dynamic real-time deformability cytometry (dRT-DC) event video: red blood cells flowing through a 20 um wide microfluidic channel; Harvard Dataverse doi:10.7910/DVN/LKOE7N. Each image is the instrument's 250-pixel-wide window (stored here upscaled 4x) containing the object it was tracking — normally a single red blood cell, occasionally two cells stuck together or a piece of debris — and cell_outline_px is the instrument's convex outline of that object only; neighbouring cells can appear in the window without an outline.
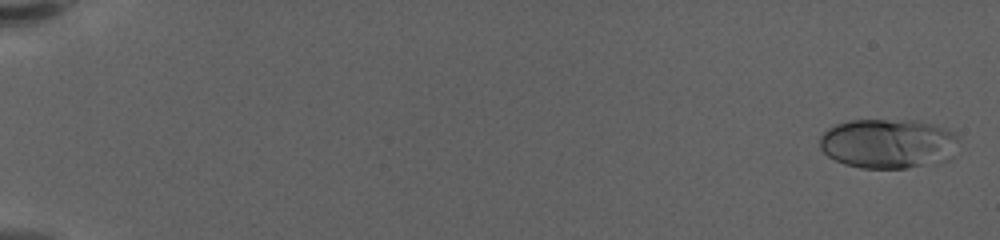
{"species": "human", "species_latin": "Homo sapiens", "temperature_condition": "warm", "stored_images_in_passage": 21, "camera_frame_rate_fps": 3000, "um_per_image_px": 0.085, "donor": {"sex": "female"}, "frame": {"image": 1, "passage_image": 2, "time_ms": 0.333, "image_size_px": [1000, 240], "cell_outline_px": [[956, 140], [952, 156], [948, 160], [904, 168], [860, 168], [844, 164], [828, 156], [820, 148], [820, 136], [828, 128], [836, 124], [848, 120], [916, 120], [936, 124], [948, 128], [956, 136]], "centroid_in_image_um": [75.46, 12.19], "position_along_channel_um": 9.5, "area_um2": 40.23}}
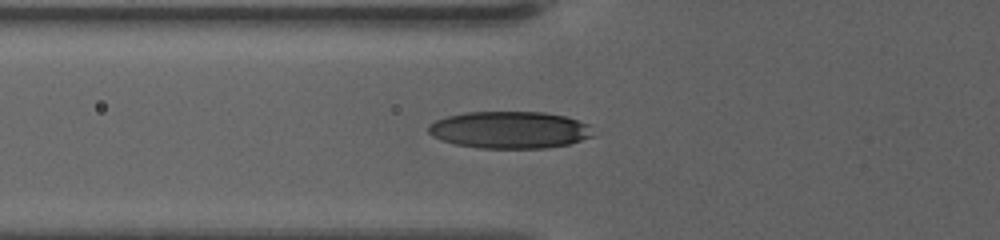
{"frame": {"image": 2, "passage_image": 19, "time_ms": 6.0, "image_size_px": [1000, 240], "cell_outline_px": [[592, 136], [568, 144], [544, 148], [480, 148], [456, 144], [432, 136], [428, 132], [428, 124], [436, 120], [448, 116], [464, 112], [544, 112], [564, 116], [588, 124]], "centroid_in_image_um": [43.28, 11.03], "position_along_channel_um": 82.5, "area_um2": 35.26}}
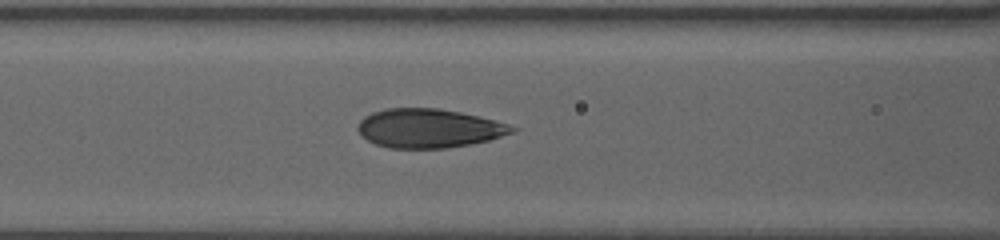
{"frame": {"image": 3, "passage_image": 21, "time_ms": 6.667, "image_size_px": [1000, 240], "cell_outline_px": [[520, 128], [512, 132], [488, 140], [468, 144], [444, 148], [388, 148], [376, 144], [368, 140], [356, 128], [360, 120], [364, 116], [372, 112], [388, 108], [440, 108], [460, 112], [508, 124]], "centroid_in_image_um": [36.42, 10.9], "position_along_channel_um": 130.2, "area_um2": 34.68}}